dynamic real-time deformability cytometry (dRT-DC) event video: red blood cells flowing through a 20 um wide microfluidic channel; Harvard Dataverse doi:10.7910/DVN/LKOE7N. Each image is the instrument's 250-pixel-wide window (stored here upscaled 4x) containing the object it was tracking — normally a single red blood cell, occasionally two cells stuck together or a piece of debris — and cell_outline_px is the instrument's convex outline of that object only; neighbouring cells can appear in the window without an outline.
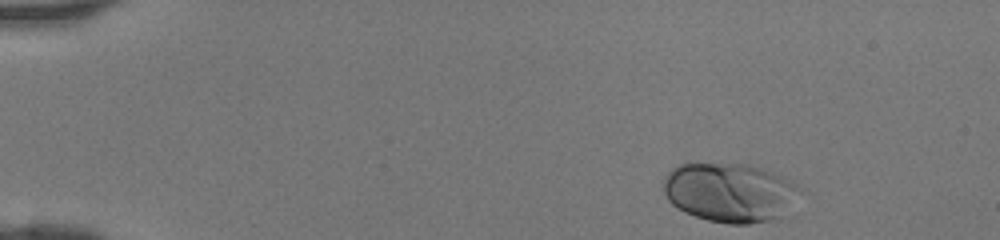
{"species": "human", "species_latin": "Homo sapiens", "temperature_condition": "room temperature", "stored_images_in_passage": 41, "camera_frame_rate_fps": 3000, "um_per_image_px": 0.085, "donor": {"sex": "female"}, "frame": {"image": 1, "passage_image": 1, "time_ms": 0.0, "image_size_px": [1000, 240], "cell_outline_px": [[800, 192], [780, 216], [772, 220], [748, 224], [728, 224], [708, 220], [684, 212], [672, 204], [668, 200], [664, 192], [664, 176], [672, 168], [680, 164], [748, 164], [760, 168], [780, 176], [796, 184], [800, 188]], "centroid_in_image_um": [61.98, 16.36], "position_along_channel_um": 23.0, "area_um2": 46.47}}
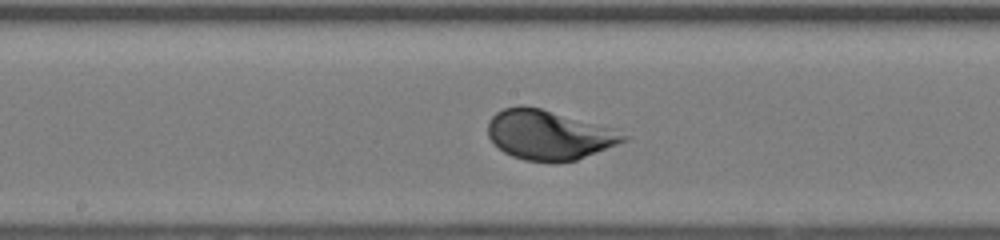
{"frame": {"image": 2, "passage_image": 20, "time_ms": 6.333, "image_size_px": [1000, 240], "cell_outline_px": [[632, 136], [628, 140], [576, 160], [556, 164], [552, 164], [524, 160], [512, 156], [504, 152], [488, 136], [488, 120], [496, 112], [504, 108], [520, 104], [540, 108], [616, 128]], "centroid_in_image_um": [46.7, 11.47], "position_along_channel_um": 201.5, "area_um2": 39.82}}
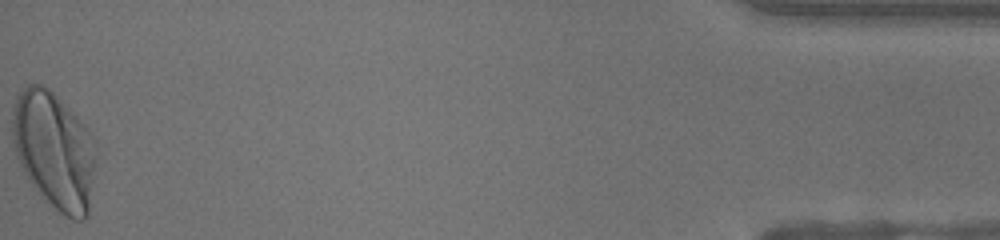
{"frame": {"image": 3, "passage_image": 41, "time_ms": 13.333, "image_size_px": [1000, 240], "cell_outline_px": [[96, 164], [88, 216], [80, 220], [72, 220], [64, 216], [32, 188], [16, 156], [12, 144], [12, 108], [16, 96], [20, 88], [28, 84], [40, 84], [48, 88], [84, 124], [96, 140]], "centroid_in_image_um": [4.6, 12.79], "position_along_channel_um": 430.6, "area_um2": 57.97}}